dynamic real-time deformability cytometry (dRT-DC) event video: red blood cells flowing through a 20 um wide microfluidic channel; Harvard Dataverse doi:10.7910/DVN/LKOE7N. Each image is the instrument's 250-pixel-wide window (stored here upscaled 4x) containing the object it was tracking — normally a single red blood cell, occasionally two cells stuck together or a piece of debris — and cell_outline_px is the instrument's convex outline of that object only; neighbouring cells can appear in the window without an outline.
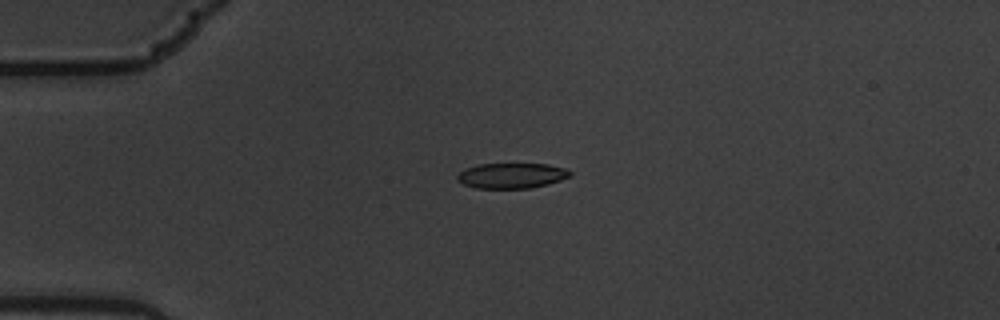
{"species": "common noctule bat (a hibernating species)", "species_latin": "Nyctalus noctula", "temperature_condition": "warm", "stored_images_in_passage": 5, "camera_frame_rate_fps": 3000, "um_per_image_px": 0.085, "animal": {"sex": "male", "body_mass_g": 19.5, "forearm_length_mm": 54.6}, "frame": {"image": 1, "passage_image": 5, "time_ms": 1.333, "image_size_px": [1000, 320], "cell_outline_px": [[572, 176], [548, 184], [532, 188], [476, 188], [464, 184], [456, 180], [456, 176], [460, 172], [476, 164], [548, 164], [564, 168], [572, 172]], "centroid_in_image_um": [43.5, 14.93], "position_along_channel_um": 41.5, "area_um2": 16.65}}